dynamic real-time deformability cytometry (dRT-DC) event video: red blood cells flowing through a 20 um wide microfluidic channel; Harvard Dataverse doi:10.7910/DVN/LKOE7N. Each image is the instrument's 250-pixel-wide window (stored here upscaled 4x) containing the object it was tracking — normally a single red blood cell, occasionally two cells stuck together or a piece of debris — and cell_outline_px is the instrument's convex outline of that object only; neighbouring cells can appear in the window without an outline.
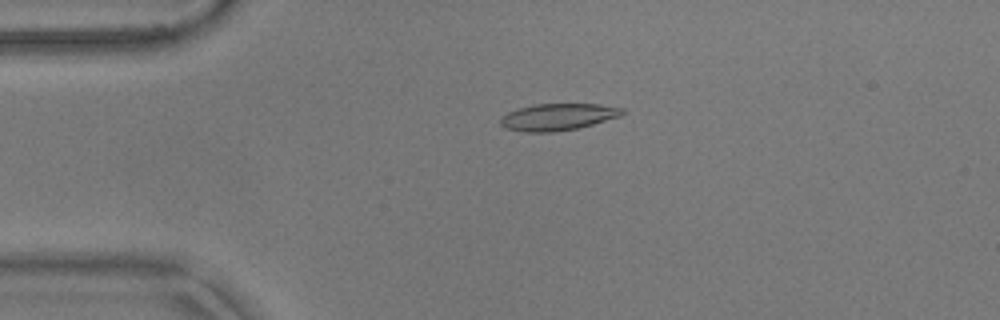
{"species": "common noctule bat (a hibernating species)", "species_latin": "Nyctalus noctula", "temperature_condition": "warm", "stored_images_in_passage": 54, "camera_frame_rate_fps": 3000, "um_per_image_px": 0.085, "animal": {"sex": "male", "body_mass_g": 17.9}, "frame": {"image": 1, "passage_image": 12, "time_ms": 3.667, "image_size_px": [1000, 320], "cell_outline_px": [[624, 112], [620, 116], [580, 128], [552, 132], [524, 132], [504, 128], [500, 124], [500, 120], [508, 112], [520, 108], [536, 104], [600, 104], [624, 108]], "centroid_in_image_um": [47.43, 9.94], "position_along_channel_um": 37.6, "area_um2": 19.02}}
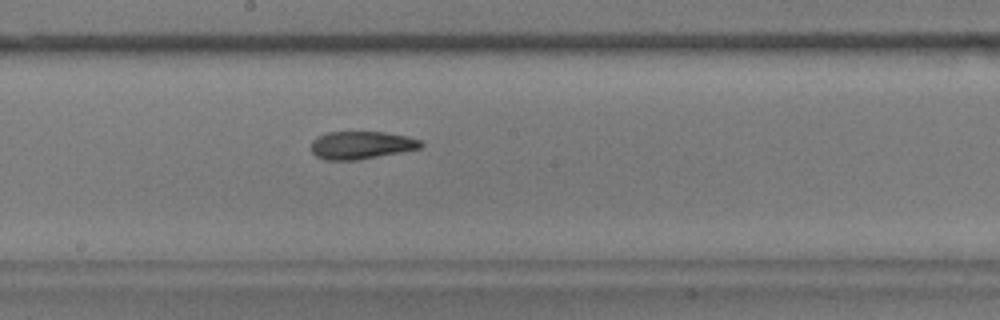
{"frame": {"image": 2, "passage_image": 29, "time_ms": 9.333, "image_size_px": [1000, 320], "cell_outline_px": [[424, 144], [420, 148], [404, 152], [356, 160], [324, 160], [316, 156], [312, 152], [312, 140], [316, 136], [328, 132], [384, 132], [408, 136], [420, 140]], "centroid_in_image_um": [30.71, 12.34], "position_along_channel_um": 217.5, "area_um2": 17.92}}
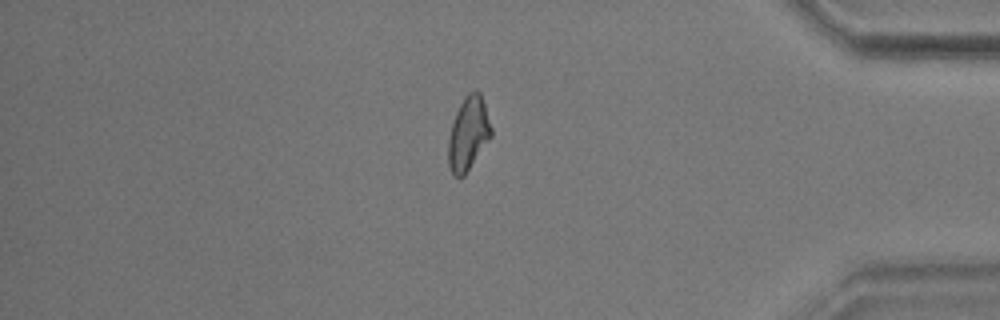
{"frame": {"image": 3, "passage_image": 46, "time_ms": 15.0, "image_size_px": [1000, 320], "cell_outline_px": [[492, 136], [464, 176], [460, 180], [452, 176], [448, 168], [448, 140], [452, 120], [464, 96], [468, 92], [476, 88], [480, 92], [492, 128]], "centroid_in_image_um": [39.78, 11.38], "position_along_channel_um": 395.4, "area_um2": 18.79}, "authors_computed_cell_mechanics": {"area_um2": 18.496, "velocity_mm_per_s": 3.6964, "shape_relaxation_time_tau1_ms": null, "shape_relaxation_time_tau2_ms": 2.8042, "deformation_change_tau1": null, "deformation_change_tau2": 0.1099}}